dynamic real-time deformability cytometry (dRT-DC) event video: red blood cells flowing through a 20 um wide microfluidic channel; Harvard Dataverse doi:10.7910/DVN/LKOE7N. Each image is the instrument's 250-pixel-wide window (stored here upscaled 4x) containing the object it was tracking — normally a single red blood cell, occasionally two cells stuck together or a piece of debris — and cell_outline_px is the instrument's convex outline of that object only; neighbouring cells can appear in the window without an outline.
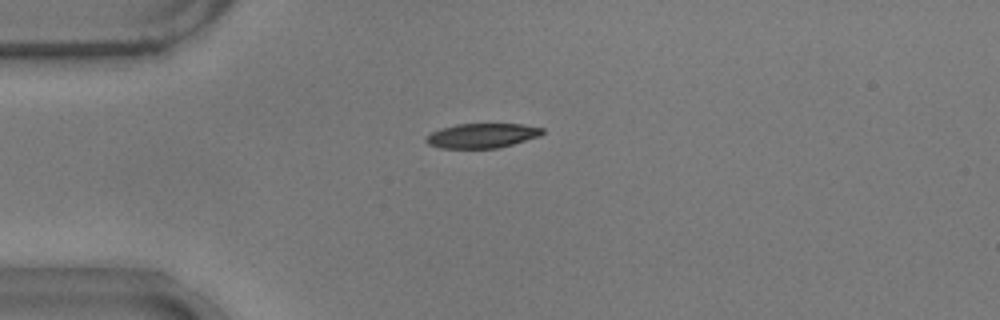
{"species": "common noctule bat (a hibernating species)", "species_latin": "Nyctalus noctula", "temperature_condition": "warm", "stored_images_in_passage": 41, "camera_frame_rate_fps": 3000, "um_per_image_px": 0.085, "animal": {"sex": "male", "body_mass_g": 17.9}, "frame": {"image": 1, "passage_image": 1, "time_ms": 0.0, "image_size_px": [1000, 320], "cell_outline_px": [[544, 132], [540, 136], [512, 144], [496, 148], [440, 148], [428, 144], [424, 140], [432, 132], [440, 128], [456, 124], [524, 124], [544, 128]], "centroid_in_image_um": [40.98, 11.52], "position_along_channel_um": 44.0, "area_um2": 16.65}}
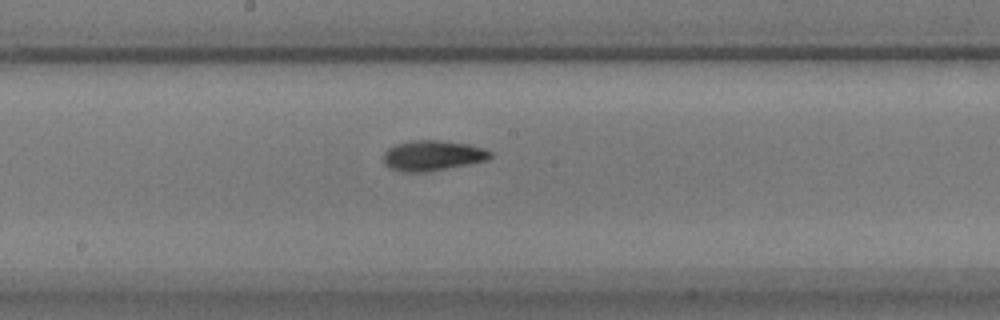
{"frame": {"image": 2, "passage_image": 16, "time_ms": 5.0, "image_size_px": [1000, 320], "cell_outline_px": [[492, 156], [488, 160], [428, 172], [404, 172], [388, 168], [384, 164], [384, 152], [388, 148], [396, 144], [412, 140], [444, 140], [472, 144], [484, 148], [492, 152]], "centroid_in_image_um": [36.79, 13.21], "position_along_channel_um": 211.4, "area_um2": 19.19}}
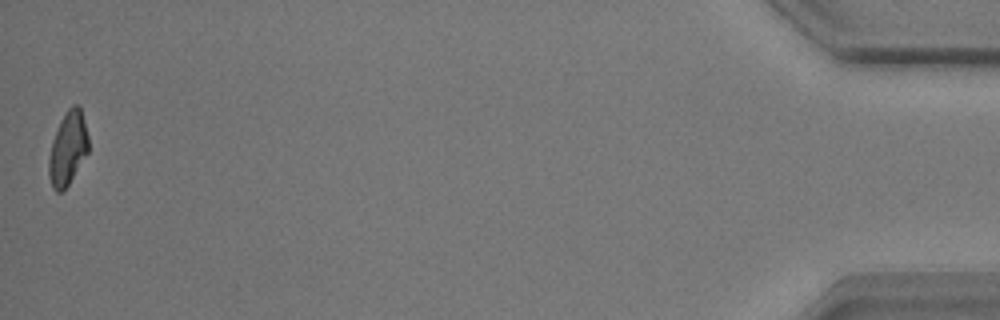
{"frame": {"image": 3, "passage_image": 41, "time_ms": 13.333, "image_size_px": [1000, 320], "cell_outline_px": [[88, 152], [68, 184], [60, 192], [56, 192], [52, 188], [48, 176], [48, 160], [52, 140], [60, 120], [68, 108], [72, 104], [80, 104], [88, 136]], "centroid_in_image_um": [5.75, 12.58], "position_along_channel_um": 429.5, "area_um2": 16.99}, "authors_computed_cell_mechanics": {"area_um2": 17.6868, "velocity_mm_per_s": 3.7373, "shape_relaxation_time_tau1_ms": 4.5688, "shape_relaxation_time_tau2_ms": 5.0429, "deformation_change_tau1": 0.1589, "deformation_change_tau2": 0.1271}}